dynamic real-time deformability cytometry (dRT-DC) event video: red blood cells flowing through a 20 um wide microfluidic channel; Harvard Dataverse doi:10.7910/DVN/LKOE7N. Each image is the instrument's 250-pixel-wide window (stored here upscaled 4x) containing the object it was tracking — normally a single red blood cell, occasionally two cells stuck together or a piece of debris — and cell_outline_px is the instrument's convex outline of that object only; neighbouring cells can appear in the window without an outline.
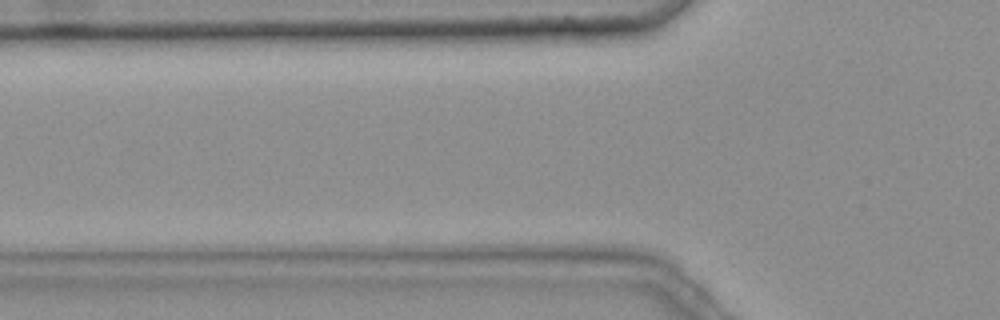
{"species": "common noctule bat (a hibernating species)", "species_latin": "Nyctalus noctula", "temperature_condition": "warm", "stored_images_in_passage": 4, "camera_frame_rate_fps": 3000, "um_per_image_px": 0.085, "animal": {"sex": "female", "body_mass_g": 25.1}, "frame": {"image": 1, "passage_image": 3, "time_ms": 0.667, "image_size_px": [1000, 320], "cell_outline_px": [[588, 208], [580, 212], [456, 212], [460, 204], [468, 200], [548, 200], [584, 204]], "centroid_in_image_um": [44.18, 17.54], "position_along_channel_um": 81.6, "area_um2": 10.29}}